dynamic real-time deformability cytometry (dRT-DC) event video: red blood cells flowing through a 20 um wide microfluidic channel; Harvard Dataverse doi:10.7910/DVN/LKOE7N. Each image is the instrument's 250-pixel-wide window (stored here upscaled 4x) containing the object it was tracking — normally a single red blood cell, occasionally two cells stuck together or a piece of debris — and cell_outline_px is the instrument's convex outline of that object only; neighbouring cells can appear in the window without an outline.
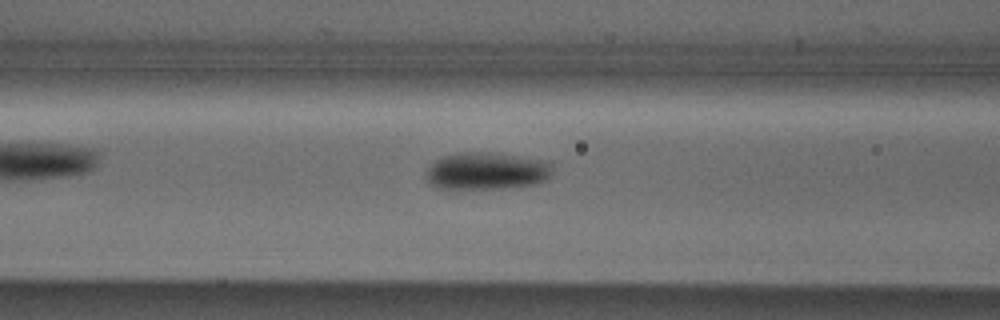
{"species": "Egyptian fruit bat (a non-hibernating species)", "species_latin": "Rousettus aegyptiacus", "temperature_condition": "cold", "stored_images_in_passage": 25, "camera_frame_rate_fps": 3000, "um_per_image_px": 0.085, "animal": {"sex": "male"}, "frame": {"image": 1, "passage_image": 10, "time_ms": 3.0, "image_size_px": [1000, 320], "cell_outline_px": [[552, 172], [544, 180], [532, 184], [504, 188], [440, 188], [428, 184], [424, 176], [424, 172], [436, 160], [444, 156], [456, 152], [500, 152], [540, 160], [548, 164]], "centroid_in_image_um": [41.27, 14.52], "position_along_channel_um": 125.3, "area_um2": 27.34}}
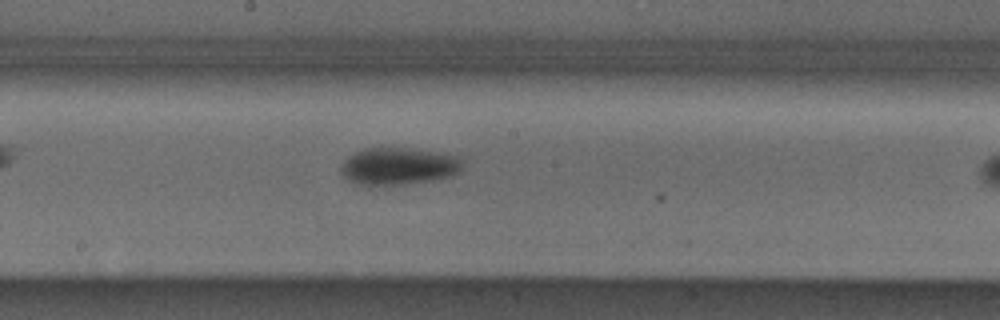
{"frame": {"image": 2, "passage_image": 17, "time_ms": 5.333, "image_size_px": [1000, 320], "cell_outline_px": [[464, 156], [460, 172], [452, 176], [432, 180], [404, 184], [368, 188], [356, 184], [348, 180], [340, 172], [340, 168], [344, 160], [348, 156], [364, 148], [408, 148]], "centroid_in_image_um": [33.86, 14.15], "position_along_channel_um": 214.3, "area_um2": 27.11}}
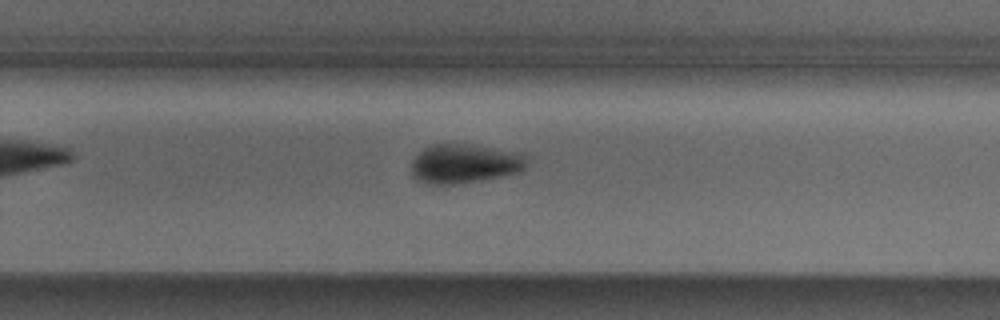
{"frame": {"image": 3, "passage_image": 23, "time_ms": 7.333, "image_size_px": [1000, 320], "cell_outline_px": [[524, 168], [520, 172], [480, 180], [452, 184], [428, 184], [420, 180], [412, 172], [412, 164], [416, 156], [424, 148], [432, 144], [464, 144], [524, 152]], "centroid_in_image_um": [39.5, 13.9], "position_along_channel_um": 290.3, "area_um2": 25.89}}